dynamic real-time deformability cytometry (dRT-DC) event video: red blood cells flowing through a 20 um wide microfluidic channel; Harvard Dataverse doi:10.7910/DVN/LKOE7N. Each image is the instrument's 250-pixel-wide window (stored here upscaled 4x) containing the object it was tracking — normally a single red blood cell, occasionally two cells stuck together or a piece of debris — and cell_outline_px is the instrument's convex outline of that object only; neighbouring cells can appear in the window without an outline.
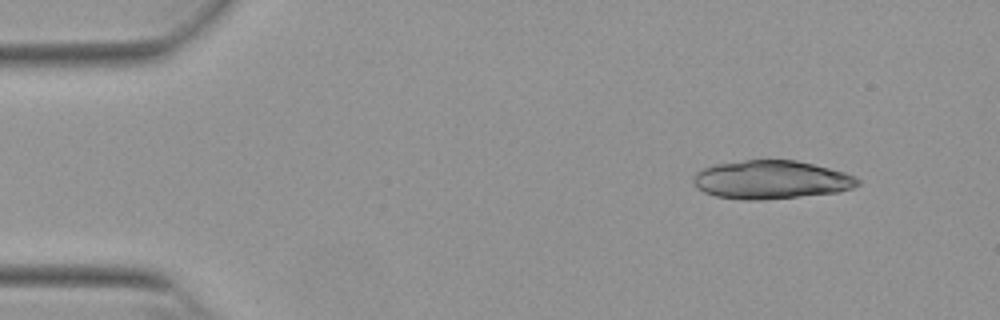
{"species": "Egyptian fruit bat (a non-hibernating species)", "species_latin": "Rousettus aegyptiacus", "temperature_condition": "warm", "stored_images_in_passage": 16, "camera_frame_rate_fps": 3000, "um_per_image_px": 0.085, "animal": {"sex": "female"}, "frame": {"image": 1, "passage_image": 2, "time_ms": 0.333, "image_size_px": [1000, 320], "cell_outline_px": [[860, 184], [852, 188], [836, 192], [764, 200], [744, 200], [716, 196], [704, 192], [696, 188], [692, 180], [696, 172], [704, 168], [716, 164], [744, 160], [796, 160], [844, 172], [860, 180]], "centroid_in_image_um": [65.51, 15.28], "position_along_channel_um": 19.5, "area_um2": 36.65}}